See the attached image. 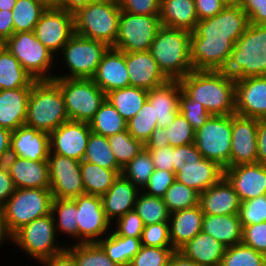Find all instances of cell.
<instances>
[{
    "label": "cell",
    "instance_id": "cell-56",
    "mask_svg": "<svg viewBox=\"0 0 266 266\" xmlns=\"http://www.w3.org/2000/svg\"><path fill=\"white\" fill-rule=\"evenodd\" d=\"M242 242L266 255V221L243 227Z\"/></svg>",
    "mask_w": 266,
    "mask_h": 266
},
{
    "label": "cell",
    "instance_id": "cell-9",
    "mask_svg": "<svg viewBox=\"0 0 266 266\" xmlns=\"http://www.w3.org/2000/svg\"><path fill=\"white\" fill-rule=\"evenodd\" d=\"M57 238L52 214H48L21 227L11 236L10 241L42 264L66 248V245L58 244Z\"/></svg>",
    "mask_w": 266,
    "mask_h": 266
},
{
    "label": "cell",
    "instance_id": "cell-58",
    "mask_svg": "<svg viewBox=\"0 0 266 266\" xmlns=\"http://www.w3.org/2000/svg\"><path fill=\"white\" fill-rule=\"evenodd\" d=\"M148 152L155 169L174 172V164H176L175 147L167 145L157 150H148Z\"/></svg>",
    "mask_w": 266,
    "mask_h": 266
},
{
    "label": "cell",
    "instance_id": "cell-15",
    "mask_svg": "<svg viewBox=\"0 0 266 266\" xmlns=\"http://www.w3.org/2000/svg\"><path fill=\"white\" fill-rule=\"evenodd\" d=\"M47 160L53 198L73 199L85 193L80 161L51 152Z\"/></svg>",
    "mask_w": 266,
    "mask_h": 266
},
{
    "label": "cell",
    "instance_id": "cell-44",
    "mask_svg": "<svg viewBox=\"0 0 266 266\" xmlns=\"http://www.w3.org/2000/svg\"><path fill=\"white\" fill-rule=\"evenodd\" d=\"M66 249L74 256L77 266H120L107 256L98 243L68 244Z\"/></svg>",
    "mask_w": 266,
    "mask_h": 266
},
{
    "label": "cell",
    "instance_id": "cell-65",
    "mask_svg": "<svg viewBox=\"0 0 266 266\" xmlns=\"http://www.w3.org/2000/svg\"><path fill=\"white\" fill-rule=\"evenodd\" d=\"M42 264L43 266H77L74 256L66 248L62 252L53 255Z\"/></svg>",
    "mask_w": 266,
    "mask_h": 266
},
{
    "label": "cell",
    "instance_id": "cell-57",
    "mask_svg": "<svg viewBox=\"0 0 266 266\" xmlns=\"http://www.w3.org/2000/svg\"><path fill=\"white\" fill-rule=\"evenodd\" d=\"M161 0H118L120 10L137 15H159Z\"/></svg>",
    "mask_w": 266,
    "mask_h": 266
},
{
    "label": "cell",
    "instance_id": "cell-63",
    "mask_svg": "<svg viewBox=\"0 0 266 266\" xmlns=\"http://www.w3.org/2000/svg\"><path fill=\"white\" fill-rule=\"evenodd\" d=\"M257 163L266 165V118L258 119Z\"/></svg>",
    "mask_w": 266,
    "mask_h": 266
},
{
    "label": "cell",
    "instance_id": "cell-43",
    "mask_svg": "<svg viewBox=\"0 0 266 266\" xmlns=\"http://www.w3.org/2000/svg\"><path fill=\"white\" fill-rule=\"evenodd\" d=\"M107 140L112 148L115 160L121 168L145 148V145L133 138L128 130L108 136Z\"/></svg>",
    "mask_w": 266,
    "mask_h": 266
},
{
    "label": "cell",
    "instance_id": "cell-42",
    "mask_svg": "<svg viewBox=\"0 0 266 266\" xmlns=\"http://www.w3.org/2000/svg\"><path fill=\"white\" fill-rule=\"evenodd\" d=\"M135 211L138 213L144 226L160 222H169L170 212L160 197L149 196L140 191L136 198Z\"/></svg>",
    "mask_w": 266,
    "mask_h": 266
},
{
    "label": "cell",
    "instance_id": "cell-20",
    "mask_svg": "<svg viewBox=\"0 0 266 266\" xmlns=\"http://www.w3.org/2000/svg\"><path fill=\"white\" fill-rule=\"evenodd\" d=\"M235 114L266 118V76L236 79Z\"/></svg>",
    "mask_w": 266,
    "mask_h": 266
},
{
    "label": "cell",
    "instance_id": "cell-66",
    "mask_svg": "<svg viewBox=\"0 0 266 266\" xmlns=\"http://www.w3.org/2000/svg\"><path fill=\"white\" fill-rule=\"evenodd\" d=\"M14 33L12 11L0 10V37L6 41Z\"/></svg>",
    "mask_w": 266,
    "mask_h": 266
},
{
    "label": "cell",
    "instance_id": "cell-33",
    "mask_svg": "<svg viewBox=\"0 0 266 266\" xmlns=\"http://www.w3.org/2000/svg\"><path fill=\"white\" fill-rule=\"evenodd\" d=\"M202 231L211 237H214L226 247L242 242L243 227L238 214H204Z\"/></svg>",
    "mask_w": 266,
    "mask_h": 266
},
{
    "label": "cell",
    "instance_id": "cell-37",
    "mask_svg": "<svg viewBox=\"0 0 266 266\" xmlns=\"http://www.w3.org/2000/svg\"><path fill=\"white\" fill-rule=\"evenodd\" d=\"M80 170L85 193L95 196L104 195L122 173L84 160L80 163Z\"/></svg>",
    "mask_w": 266,
    "mask_h": 266
},
{
    "label": "cell",
    "instance_id": "cell-30",
    "mask_svg": "<svg viewBox=\"0 0 266 266\" xmlns=\"http://www.w3.org/2000/svg\"><path fill=\"white\" fill-rule=\"evenodd\" d=\"M31 88L0 90V127L14 131L25 124Z\"/></svg>",
    "mask_w": 266,
    "mask_h": 266
},
{
    "label": "cell",
    "instance_id": "cell-34",
    "mask_svg": "<svg viewBox=\"0 0 266 266\" xmlns=\"http://www.w3.org/2000/svg\"><path fill=\"white\" fill-rule=\"evenodd\" d=\"M111 231L98 244L113 262L120 266H129L140 250L141 238L119 236Z\"/></svg>",
    "mask_w": 266,
    "mask_h": 266
},
{
    "label": "cell",
    "instance_id": "cell-11",
    "mask_svg": "<svg viewBox=\"0 0 266 266\" xmlns=\"http://www.w3.org/2000/svg\"><path fill=\"white\" fill-rule=\"evenodd\" d=\"M108 48L105 43L74 34L62 48L60 56L68 73L54 74V78L92 79Z\"/></svg>",
    "mask_w": 266,
    "mask_h": 266
},
{
    "label": "cell",
    "instance_id": "cell-3",
    "mask_svg": "<svg viewBox=\"0 0 266 266\" xmlns=\"http://www.w3.org/2000/svg\"><path fill=\"white\" fill-rule=\"evenodd\" d=\"M67 121L59 85L54 80H35L28 98L25 125L50 134Z\"/></svg>",
    "mask_w": 266,
    "mask_h": 266
},
{
    "label": "cell",
    "instance_id": "cell-71",
    "mask_svg": "<svg viewBox=\"0 0 266 266\" xmlns=\"http://www.w3.org/2000/svg\"><path fill=\"white\" fill-rule=\"evenodd\" d=\"M17 0H0V10L12 11Z\"/></svg>",
    "mask_w": 266,
    "mask_h": 266
},
{
    "label": "cell",
    "instance_id": "cell-70",
    "mask_svg": "<svg viewBox=\"0 0 266 266\" xmlns=\"http://www.w3.org/2000/svg\"><path fill=\"white\" fill-rule=\"evenodd\" d=\"M7 239L10 241L11 237L7 234L5 230L4 223L2 221V216L0 213V246L3 245L2 243H4L5 240L7 241Z\"/></svg>",
    "mask_w": 266,
    "mask_h": 266
},
{
    "label": "cell",
    "instance_id": "cell-67",
    "mask_svg": "<svg viewBox=\"0 0 266 266\" xmlns=\"http://www.w3.org/2000/svg\"><path fill=\"white\" fill-rule=\"evenodd\" d=\"M12 131L0 127V163L10 156V143Z\"/></svg>",
    "mask_w": 266,
    "mask_h": 266
},
{
    "label": "cell",
    "instance_id": "cell-50",
    "mask_svg": "<svg viewBox=\"0 0 266 266\" xmlns=\"http://www.w3.org/2000/svg\"><path fill=\"white\" fill-rule=\"evenodd\" d=\"M179 112L195 131L212 117V114L202 104L193 101L183 90L179 94Z\"/></svg>",
    "mask_w": 266,
    "mask_h": 266
},
{
    "label": "cell",
    "instance_id": "cell-72",
    "mask_svg": "<svg viewBox=\"0 0 266 266\" xmlns=\"http://www.w3.org/2000/svg\"><path fill=\"white\" fill-rule=\"evenodd\" d=\"M42 3L46 8H56V0H36Z\"/></svg>",
    "mask_w": 266,
    "mask_h": 266
},
{
    "label": "cell",
    "instance_id": "cell-73",
    "mask_svg": "<svg viewBox=\"0 0 266 266\" xmlns=\"http://www.w3.org/2000/svg\"><path fill=\"white\" fill-rule=\"evenodd\" d=\"M225 6H240L242 0H221Z\"/></svg>",
    "mask_w": 266,
    "mask_h": 266
},
{
    "label": "cell",
    "instance_id": "cell-61",
    "mask_svg": "<svg viewBox=\"0 0 266 266\" xmlns=\"http://www.w3.org/2000/svg\"><path fill=\"white\" fill-rule=\"evenodd\" d=\"M176 164L174 172L176 173L190 159H203L204 157L198 151L195 143L175 147Z\"/></svg>",
    "mask_w": 266,
    "mask_h": 266
},
{
    "label": "cell",
    "instance_id": "cell-69",
    "mask_svg": "<svg viewBox=\"0 0 266 266\" xmlns=\"http://www.w3.org/2000/svg\"><path fill=\"white\" fill-rule=\"evenodd\" d=\"M168 266H200L193 260H190L184 257L180 252L177 250L172 255Z\"/></svg>",
    "mask_w": 266,
    "mask_h": 266
},
{
    "label": "cell",
    "instance_id": "cell-74",
    "mask_svg": "<svg viewBox=\"0 0 266 266\" xmlns=\"http://www.w3.org/2000/svg\"><path fill=\"white\" fill-rule=\"evenodd\" d=\"M5 47V41L0 37V52Z\"/></svg>",
    "mask_w": 266,
    "mask_h": 266
},
{
    "label": "cell",
    "instance_id": "cell-64",
    "mask_svg": "<svg viewBox=\"0 0 266 266\" xmlns=\"http://www.w3.org/2000/svg\"><path fill=\"white\" fill-rule=\"evenodd\" d=\"M168 128L157 127L151 134L149 140L145 144L147 150H157L167 146Z\"/></svg>",
    "mask_w": 266,
    "mask_h": 266
},
{
    "label": "cell",
    "instance_id": "cell-52",
    "mask_svg": "<svg viewBox=\"0 0 266 266\" xmlns=\"http://www.w3.org/2000/svg\"><path fill=\"white\" fill-rule=\"evenodd\" d=\"M238 216L242 227L266 221V194L241 202Z\"/></svg>",
    "mask_w": 266,
    "mask_h": 266
},
{
    "label": "cell",
    "instance_id": "cell-1",
    "mask_svg": "<svg viewBox=\"0 0 266 266\" xmlns=\"http://www.w3.org/2000/svg\"><path fill=\"white\" fill-rule=\"evenodd\" d=\"M248 25L247 14L241 6H225L214 17L198 21L190 36L193 70H223L235 42Z\"/></svg>",
    "mask_w": 266,
    "mask_h": 266
},
{
    "label": "cell",
    "instance_id": "cell-51",
    "mask_svg": "<svg viewBox=\"0 0 266 266\" xmlns=\"http://www.w3.org/2000/svg\"><path fill=\"white\" fill-rule=\"evenodd\" d=\"M167 145L171 147L183 146L195 143L196 131L191 127L185 117L179 112L174 122L167 127Z\"/></svg>",
    "mask_w": 266,
    "mask_h": 266
},
{
    "label": "cell",
    "instance_id": "cell-10",
    "mask_svg": "<svg viewBox=\"0 0 266 266\" xmlns=\"http://www.w3.org/2000/svg\"><path fill=\"white\" fill-rule=\"evenodd\" d=\"M5 47L34 80L54 79L50 71L54 69L52 64L56 65L55 55L36 38L34 31L13 33Z\"/></svg>",
    "mask_w": 266,
    "mask_h": 266
},
{
    "label": "cell",
    "instance_id": "cell-2",
    "mask_svg": "<svg viewBox=\"0 0 266 266\" xmlns=\"http://www.w3.org/2000/svg\"><path fill=\"white\" fill-rule=\"evenodd\" d=\"M179 82L182 90L212 115L235 114L236 79L222 70H193Z\"/></svg>",
    "mask_w": 266,
    "mask_h": 266
},
{
    "label": "cell",
    "instance_id": "cell-31",
    "mask_svg": "<svg viewBox=\"0 0 266 266\" xmlns=\"http://www.w3.org/2000/svg\"><path fill=\"white\" fill-rule=\"evenodd\" d=\"M225 250L226 246L200 231L177 251L200 266H220Z\"/></svg>",
    "mask_w": 266,
    "mask_h": 266
},
{
    "label": "cell",
    "instance_id": "cell-4",
    "mask_svg": "<svg viewBox=\"0 0 266 266\" xmlns=\"http://www.w3.org/2000/svg\"><path fill=\"white\" fill-rule=\"evenodd\" d=\"M222 71L235 79L266 76V25L249 23Z\"/></svg>",
    "mask_w": 266,
    "mask_h": 266
},
{
    "label": "cell",
    "instance_id": "cell-27",
    "mask_svg": "<svg viewBox=\"0 0 266 266\" xmlns=\"http://www.w3.org/2000/svg\"><path fill=\"white\" fill-rule=\"evenodd\" d=\"M182 91L179 80H169L167 83L148 90L147 100L153 107L157 126L167 128L179 113V94Z\"/></svg>",
    "mask_w": 266,
    "mask_h": 266
},
{
    "label": "cell",
    "instance_id": "cell-26",
    "mask_svg": "<svg viewBox=\"0 0 266 266\" xmlns=\"http://www.w3.org/2000/svg\"><path fill=\"white\" fill-rule=\"evenodd\" d=\"M240 204L237 193L224 176L199 194L201 210L208 215L238 214Z\"/></svg>",
    "mask_w": 266,
    "mask_h": 266
},
{
    "label": "cell",
    "instance_id": "cell-22",
    "mask_svg": "<svg viewBox=\"0 0 266 266\" xmlns=\"http://www.w3.org/2000/svg\"><path fill=\"white\" fill-rule=\"evenodd\" d=\"M92 79L105 94L130 86L125 52L109 47Z\"/></svg>",
    "mask_w": 266,
    "mask_h": 266
},
{
    "label": "cell",
    "instance_id": "cell-7",
    "mask_svg": "<svg viewBox=\"0 0 266 266\" xmlns=\"http://www.w3.org/2000/svg\"><path fill=\"white\" fill-rule=\"evenodd\" d=\"M52 202L53 195L50 189H15L0 208L7 234L11 237L24 225L51 214Z\"/></svg>",
    "mask_w": 266,
    "mask_h": 266
},
{
    "label": "cell",
    "instance_id": "cell-18",
    "mask_svg": "<svg viewBox=\"0 0 266 266\" xmlns=\"http://www.w3.org/2000/svg\"><path fill=\"white\" fill-rule=\"evenodd\" d=\"M258 119L232 114L230 167L257 163Z\"/></svg>",
    "mask_w": 266,
    "mask_h": 266
},
{
    "label": "cell",
    "instance_id": "cell-54",
    "mask_svg": "<svg viewBox=\"0 0 266 266\" xmlns=\"http://www.w3.org/2000/svg\"><path fill=\"white\" fill-rule=\"evenodd\" d=\"M113 231L119 236L141 238L144 224L138 213L134 210L127 212L112 223Z\"/></svg>",
    "mask_w": 266,
    "mask_h": 266
},
{
    "label": "cell",
    "instance_id": "cell-46",
    "mask_svg": "<svg viewBox=\"0 0 266 266\" xmlns=\"http://www.w3.org/2000/svg\"><path fill=\"white\" fill-rule=\"evenodd\" d=\"M220 266H266V255L241 242L226 247Z\"/></svg>",
    "mask_w": 266,
    "mask_h": 266
},
{
    "label": "cell",
    "instance_id": "cell-21",
    "mask_svg": "<svg viewBox=\"0 0 266 266\" xmlns=\"http://www.w3.org/2000/svg\"><path fill=\"white\" fill-rule=\"evenodd\" d=\"M130 86L151 90L169 81L150 51L125 52Z\"/></svg>",
    "mask_w": 266,
    "mask_h": 266
},
{
    "label": "cell",
    "instance_id": "cell-49",
    "mask_svg": "<svg viewBox=\"0 0 266 266\" xmlns=\"http://www.w3.org/2000/svg\"><path fill=\"white\" fill-rule=\"evenodd\" d=\"M176 250L173 247H148L141 245L129 266H168Z\"/></svg>",
    "mask_w": 266,
    "mask_h": 266
},
{
    "label": "cell",
    "instance_id": "cell-68",
    "mask_svg": "<svg viewBox=\"0 0 266 266\" xmlns=\"http://www.w3.org/2000/svg\"><path fill=\"white\" fill-rule=\"evenodd\" d=\"M90 1L93 0H56V8L64 9L68 13L75 14Z\"/></svg>",
    "mask_w": 266,
    "mask_h": 266
},
{
    "label": "cell",
    "instance_id": "cell-24",
    "mask_svg": "<svg viewBox=\"0 0 266 266\" xmlns=\"http://www.w3.org/2000/svg\"><path fill=\"white\" fill-rule=\"evenodd\" d=\"M50 152L49 134L21 125L12 131L10 155L33 161L47 160Z\"/></svg>",
    "mask_w": 266,
    "mask_h": 266
},
{
    "label": "cell",
    "instance_id": "cell-60",
    "mask_svg": "<svg viewBox=\"0 0 266 266\" xmlns=\"http://www.w3.org/2000/svg\"><path fill=\"white\" fill-rule=\"evenodd\" d=\"M224 8L221 0H195V11L199 21L214 17Z\"/></svg>",
    "mask_w": 266,
    "mask_h": 266
},
{
    "label": "cell",
    "instance_id": "cell-29",
    "mask_svg": "<svg viewBox=\"0 0 266 266\" xmlns=\"http://www.w3.org/2000/svg\"><path fill=\"white\" fill-rule=\"evenodd\" d=\"M203 217L200 205L170 213L169 237L175 250L202 231Z\"/></svg>",
    "mask_w": 266,
    "mask_h": 266
},
{
    "label": "cell",
    "instance_id": "cell-39",
    "mask_svg": "<svg viewBox=\"0 0 266 266\" xmlns=\"http://www.w3.org/2000/svg\"><path fill=\"white\" fill-rule=\"evenodd\" d=\"M51 214L54 220L56 234L58 232L73 237L78 241L76 203L72 199L53 198ZM57 217V218H56ZM75 238V239H74Z\"/></svg>",
    "mask_w": 266,
    "mask_h": 266
},
{
    "label": "cell",
    "instance_id": "cell-32",
    "mask_svg": "<svg viewBox=\"0 0 266 266\" xmlns=\"http://www.w3.org/2000/svg\"><path fill=\"white\" fill-rule=\"evenodd\" d=\"M159 18L164 27L193 32L199 21L195 0H161Z\"/></svg>",
    "mask_w": 266,
    "mask_h": 266
},
{
    "label": "cell",
    "instance_id": "cell-40",
    "mask_svg": "<svg viewBox=\"0 0 266 266\" xmlns=\"http://www.w3.org/2000/svg\"><path fill=\"white\" fill-rule=\"evenodd\" d=\"M47 8L36 0H17L12 10L14 33L34 31Z\"/></svg>",
    "mask_w": 266,
    "mask_h": 266
},
{
    "label": "cell",
    "instance_id": "cell-62",
    "mask_svg": "<svg viewBox=\"0 0 266 266\" xmlns=\"http://www.w3.org/2000/svg\"><path fill=\"white\" fill-rule=\"evenodd\" d=\"M15 186L4 162L0 163V208L14 193Z\"/></svg>",
    "mask_w": 266,
    "mask_h": 266
},
{
    "label": "cell",
    "instance_id": "cell-41",
    "mask_svg": "<svg viewBox=\"0 0 266 266\" xmlns=\"http://www.w3.org/2000/svg\"><path fill=\"white\" fill-rule=\"evenodd\" d=\"M84 161L99 165L106 169L122 171L117 164L112 148L110 147L107 137L91 132L84 155Z\"/></svg>",
    "mask_w": 266,
    "mask_h": 266
},
{
    "label": "cell",
    "instance_id": "cell-36",
    "mask_svg": "<svg viewBox=\"0 0 266 266\" xmlns=\"http://www.w3.org/2000/svg\"><path fill=\"white\" fill-rule=\"evenodd\" d=\"M34 78L6 47L0 52V90L32 87Z\"/></svg>",
    "mask_w": 266,
    "mask_h": 266
},
{
    "label": "cell",
    "instance_id": "cell-16",
    "mask_svg": "<svg viewBox=\"0 0 266 266\" xmlns=\"http://www.w3.org/2000/svg\"><path fill=\"white\" fill-rule=\"evenodd\" d=\"M36 38L56 57L75 34L74 15L60 8H47L35 26ZM58 51V52H57Z\"/></svg>",
    "mask_w": 266,
    "mask_h": 266
},
{
    "label": "cell",
    "instance_id": "cell-25",
    "mask_svg": "<svg viewBox=\"0 0 266 266\" xmlns=\"http://www.w3.org/2000/svg\"><path fill=\"white\" fill-rule=\"evenodd\" d=\"M224 176V169L208 159H190L176 173V180L199 194L216 184Z\"/></svg>",
    "mask_w": 266,
    "mask_h": 266
},
{
    "label": "cell",
    "instance_id": "cell-17",
    "mask_svg": "<svg viewBox=\"0 0 266 266\" xmlns=\"http://www.w3.org/2000/svg\"><path fill=\"white\" fill-rule=\"evenodd\" d=\"M91 132L89 123L69 120L49 134L50 152L81 162Z\"/></svg>",
    "mask_w": 266,
    "mask_h": 266
},
{
    "label": "cell",
    "instance_id": "cell-45",
    "mask_svg": "<svg viewBox=\"0 0 266 266\" xmlns=\"http://www.w3.org/2000/svg\"><path fill=\"white\" fill-rule=\"evenodd\" d=\"M154 163L146 148L122 168V175L132 182L140 191L147 185L154 172Z\"/></svg>",
    "mask_w": 266,
    "mask_h": 266
},
{
    "label": "cell",
    "instance_id": "cell-12",
    "mask_svg": "<svg viewBox=\"0 0 266 266\" xmlns=\"http://www.w3.org/2000/svg\"><path fill=\"white\" fill-rule=\"evenodd\" d=\"M232 115H212L195 133V145L205 159L230 167Z\"/></svg>",
    "mask_w": 266,
    "mask_h": 266
},
{
    "label": "cell",
    "instance_id": "cell-55",
    "mask_svg": "<svg viewBox=\"0 0 266 266\" xmlns=\"http://www.w3.org/2000/svg\"><path fill=\"white\" fill-rule=\"evenodd\" d=\"M175 180V172L155 169L142 192L162 198Z\"/></svg>",
    "mask_w": 266,
    "mask_h": 266
},
{
    "label": "cell",
    "instance_id": "cell-8",
    "mask_svg": "<svg viewBox=\"0 0 266 266\" xmlns=\"http://www.w3.org/2000/svg\"><path fill=\"white\" fill-rule=\"evenodd\" d=\"M62 92L69 120L87 122L94 118L106 94L93 79L54 78Z\"/></svg>",
    "mask_w": 266,
    "mask_h": 266
},
{
    "label": "cell",
    "instance_id": "cell-14",
    "mask_svg": "<svg viewBox=\"0 0 266 266\" xmlns=\"http://www.w3.org/2000/svg\"><path fill=\"white\" fill-rule=\"evenodd\" d=\"M72 200L76 203L78 227L75 243H98L113 228L105 215L101 196L84 193Z\"/></svg>",
    "mask_w": 266,
    "mask_h": 266
},
{
    "label": "cell",
    "instance_id": "cell-5",
    "mask_svg": "<svg viewBox=\"0 0 266 266\" xmlns=\"http://www.w3.org/2000/svg\"><path fill=\"white\" fill-rule=\"evenodd\" d=\"M190 36V31L162 26L151 43L149 51L169 80H180L193 71Z\"/></svg>",
    "mask_w": 266,
    "mask_h": 266
},
{
    "label": "cell",
    "instance_id": "cell-19",
    "mask_svg": "<svg viewBox=\"0 0 266 266\" xmlns=\"http://www.w3.org/2000/svg\"><path fill=\"white\" fill-rule=\"evenodd\" d=\"M224 177L233 186L240 202L266 194V165L239 164L224 169Z\"/></svg>",
    "mask_w": 266,
    "mask_h": 266
},
{
    "label": "cell",
    "instance_id": "cell-28",
    "mask_svg": "<svg viewBox=\"0 0 266 266\" xmlns=\"http://www.w3.org/2000/svg\"><path fill=\"white\" fill-rule=\"evenodd\" d=\"M140 190L122 174L118 176L110 189L101 196L107 219L114 223L127 212L134 210Z\"/></svg>",
    "mask_w": 266,
    "mask_h": 266
},
{
    "label": "cell",
    "instance_id": "cell-38",
    "mask_svg": "<svg viewBox=\"0 0 266 266\" xmlns=\"http://www.w3.org/2000/svg\"><path fill=\"white\" fill-rule=\"evenodd\" d=\"M89 124L93 133L105 137L127 130V122L107 100L102 103Z\"/></svg>",
    "mask_w": 266,
    "mask_h": 266
},
{
    "label": "cell",
    "instance_id": "cell-48",
    "mask_svg": "<svg viewBox=\"0 0 266 266\" xmlns=\"http://www.w3.org/2000/svg\"><path fill=\"white\" fill-rule=\"evenodd\" d=\"M157 127V119H154L153 107L148 100L137 115L127 122V130L130 135L144 145Z\"/></svg>",
    "mask_w": 266,
    "mask_h": 266
},
{
    "label": "cell",
    "instance_id": "cell-59",
    "mask_svg": "<svg viewBox=\"0 0 266 266\" xmlns=\"http://www.w3.org/2000/svg\"><path fill=\"white\" fill-rule=\"evenodd\" d=\"M240 6L247 14L249 23L266 25V0H242Z\"/></svg>",
    "mask_w": 266,
    "mask_h": 266
},
{
    "label": "cell",
    "instance_id": "cell-13",
    "mask_svg": "<svg viewBox=\"0 0 266 266\" xmlns=\"http://www.w3.org/2000/svg\"><path fill=\"white\" fill-rule=\"evenodd\" d=\"M161 27L159 15H137L121 11L113 48L122 52L149 51Z\"/></svg>",
    "mask_w": 266,
    "mask_h": 266
},
{
    "label": "cell",
    "instance_id": "cell-53",
    "mask_svg": "<svg viewBox=\"0 0 266 266\" xmlns=\"http://www.w3.org/2000/svg\"><path fill=\"white\" fill-rule=\"evenodd\" d=\"M141 245L148 247H172L169 237V222H160L144 226Z\"/></svg>",
    "mask_w": 266,
    "mask_h": 266
},
{
    "label": "cell",
    "instance_id": "cell-35",
    "mask_svg": "<svg viewBox=\"0 0 266 266\" xmlns=\"http://www.w3.org/2000/svg\"><path fill=\"white\" fill-rule=\"evenodd\" d=\"M147 97L148 90L134 86L117 89L106 94V100L117 109L126 122L137 115Z\"/></svg>",
    "mask_w": 266,
    "mask_h": 266
},
{
    "label": "cell",
    "instance_id": "cell-6",
    "mask_svg": "<svg viewBox=\"0 0 266 266\" xmlns=\"http://www.w3.org/2000/svg\"><path fill=\"white\" fill-rule=\"evenodd\" d=\"M117 0H93L74 15V32L84 38L105 43L113 48L120 19Z\"/></svg>",
    "mask_w": 266,
    "mask_h": 266
},
{
    "label": "cell",
    "instance_id": "cell-23",
    "mask_svg": "<svg viewBox=\"0 0 266 266\" xmlns=\"http://www.w3.org/2000/svg\"><path fill=\"white\" fill-rule=\"evenodd\" d=\"M4 163L15 189H50L48 160L33 161L10 155Z\"/></svg>",
    "mask_w": 266,
    "mask_h": 266
},
{
    "label": "cell",
    "instance_id": "cell-47",
    "mask_svg": "<svg viewBox=\"0 0 266 266\" xmlns=\"http://www.w3.org/2000/svg\"><path fill=\"white\" fill-rule=\"evenodd\" d=\"M170 213L199 205V193L175 180L162 197Z\"/></svg>",
    "mask_w": 266,
    "mask_h": 266
}]
</instances>
